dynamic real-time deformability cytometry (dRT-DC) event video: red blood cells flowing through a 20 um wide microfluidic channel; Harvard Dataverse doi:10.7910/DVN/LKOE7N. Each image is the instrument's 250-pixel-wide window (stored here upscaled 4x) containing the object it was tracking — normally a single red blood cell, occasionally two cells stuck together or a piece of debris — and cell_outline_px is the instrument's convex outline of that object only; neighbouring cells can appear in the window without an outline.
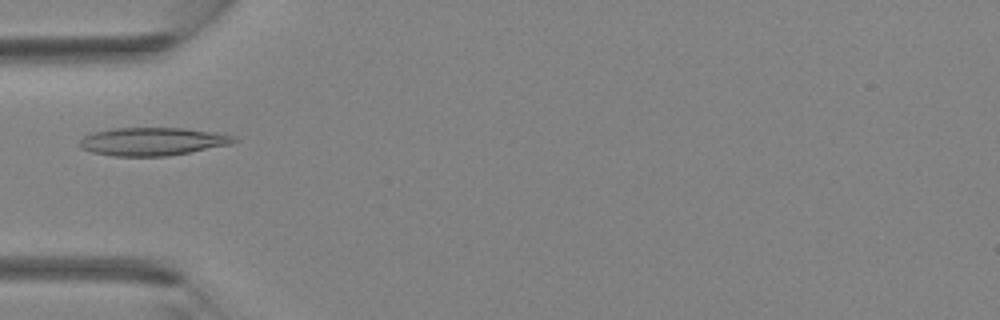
{"species": "Egyptian fruit bat (a non-hibernating species)", "species_latin": "Rousettus aegyptiacus", "temperature_condition": "room temperature", "stored_images_in_passage": 2, "camera_frame_rate_fps": 3000, "um_per_image_px": 0.085, "animal": {"sex": "female"}, "frame": {"image": 1, "passage_image": 2, "time_ms": 1.333, "image_size_px": [1000, 320], "cell_outline_px": [[240, 140], [232, 144], [168, 156], [112, 156], [92, 152], [80, 148], [80, 140], [84, 136], [96, 132], [112, 128], [184, 128], [224, 132], [236, 136]], "centroid_in_image_um": [13.06, 12.02], "position_along_channel_um": 71.9, "area_um2": 25.55}}